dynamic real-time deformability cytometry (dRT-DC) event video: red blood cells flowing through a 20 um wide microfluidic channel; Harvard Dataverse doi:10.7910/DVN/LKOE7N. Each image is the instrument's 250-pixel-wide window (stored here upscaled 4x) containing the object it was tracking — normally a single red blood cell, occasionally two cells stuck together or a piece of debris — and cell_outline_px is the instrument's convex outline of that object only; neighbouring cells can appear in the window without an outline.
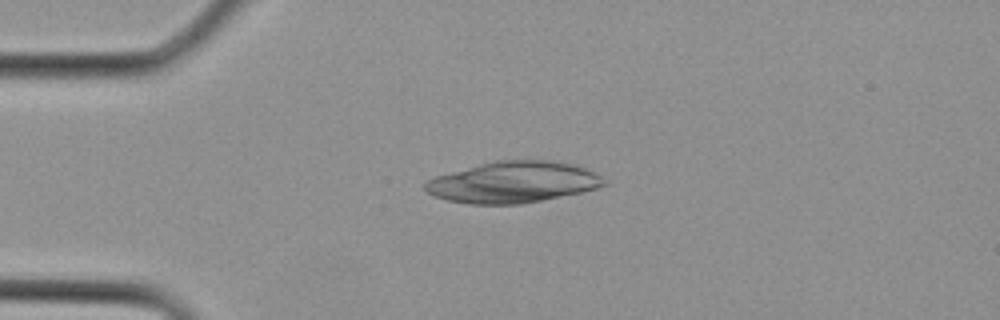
{"species": "Egyptian fruit bat (a non-hibernating species)", "species_latin": "Rousettus aegyptiacus", "temperature_condition": "cold", "stored_images_in_passage": 1, "camera_frame_rate_fps": 3000, "um_per_image_px": 0.085, "animal": {"sex": "female"}, "frame": {"image": 1, "passage_image": 1, "time_ms": 0.0, "image_size_px": [1000, 320], "cell_outline_px": [[612, 184], [580, 192], [520, 204], [468, 204], [448, 200], [436, 196], [428, 192], [424, 188], [424, 184], [428, 180], [436, 176], [480, 164], [496, 160], [552, 160], [572, 164], [584, 168], [600, 176]], "centroid_in_image_um": [43.63, 15.48], "position_along_channel_um": 41.4, "area_um2": 42.66}}